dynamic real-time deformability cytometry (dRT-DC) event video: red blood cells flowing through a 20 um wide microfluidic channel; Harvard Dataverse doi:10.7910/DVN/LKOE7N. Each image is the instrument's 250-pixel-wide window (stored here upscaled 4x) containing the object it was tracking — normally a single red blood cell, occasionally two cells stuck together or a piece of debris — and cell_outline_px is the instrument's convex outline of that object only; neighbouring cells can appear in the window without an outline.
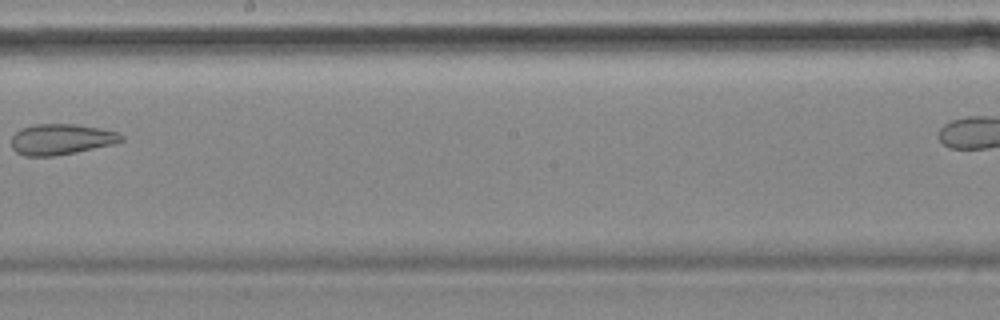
{"species": "common noctule bat (a hibernating species)", "species_latin": "Nyctalus noctula", "temperature_condition": "cold", "stored_images_in_passage": 8, "segment_of_instrument_passage": [1, 2], "camera_frame_rate_fps": 3000, "um_per_image_px": 0.085, "animal": {"sex": "female", "body_mass_g": 18.4}, "frame": {"image": 1, "passage_image": 7, "time_ms": 8.0, "image_size_px": [1000, 320], "cell_outline_px": [[124, 140], [112, 144], [76, 152], [52, 156], [24, 156], [16, 152], [12, 148], [12, 136], [20, 128], [36, 124], [76, 124], [100, 128], [116, 132], [124, 136]], "centroid_in_image_um": [5.18, 11.84], "position_along_channel_um": 243.0, "area_um2": 19.65}}